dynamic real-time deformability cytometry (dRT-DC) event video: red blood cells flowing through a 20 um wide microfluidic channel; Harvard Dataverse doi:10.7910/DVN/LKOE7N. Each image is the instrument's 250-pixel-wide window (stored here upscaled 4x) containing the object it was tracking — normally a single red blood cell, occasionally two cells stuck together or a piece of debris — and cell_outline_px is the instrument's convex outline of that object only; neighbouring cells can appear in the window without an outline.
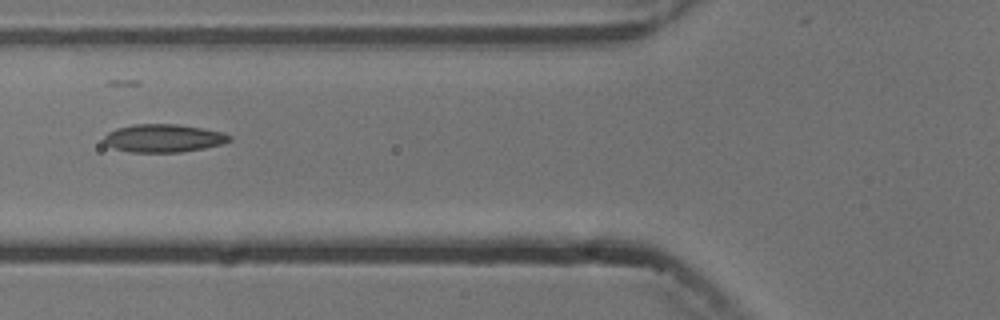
{"species": "common noctule bat (a hibernating species)", "species_latin": "Nyctalus noctula", "temperature_condition": "cold", "stored_images_in_passage": 7, "camera_frame_rate_fps": 3000, "um_per_image_px": 0.085, "animal": {"sex": "male", "body_mass_g": 13.3}, "frame": {"image": 1, "passage_image": 4, "time_ms": 3.667, "image_size_px": [1000, 320], "cell_outline_px": [[232, 140], [224, 144], [204, 148], [180, 152], [128, 152], [116, 148], [108, 144], [104, 140], [104, 136], [108, 132], [116, 128], [132, 124], [180, 124], [204, 128], [224, 132], [232, 136]], "centroid_in_image_um": [13.96, 11.73], "position_along_channel_um": 111.8, "area_um2": 20.63}}
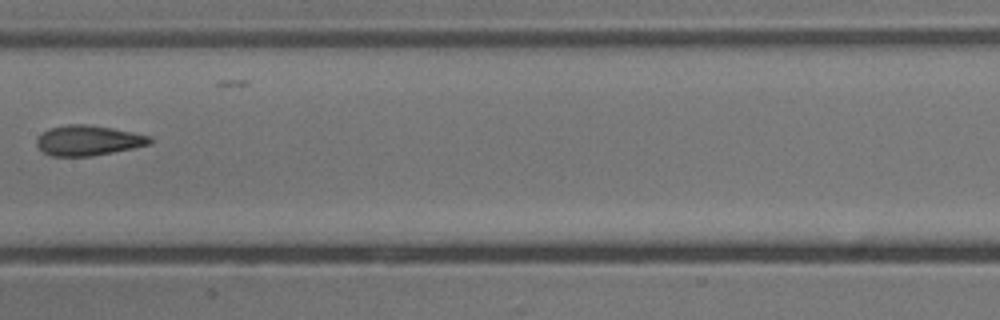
{"frame": {"image": 2, "passage_image": 6, "time_ms": 6.0, "image_size_px": [1000, 320], "cell_outline_px": [[152, 144], [92, 156], [52, 156], [44, 152], [36, 144], [36, 140], [44, 132], [52, 128], [68, 124], [88, 124], [112, 128], [152, 136]], "centroid_in_image_um": [7.54, 11.94], "position_along_channel_um": 199.9, "area_um2": 19.71}}
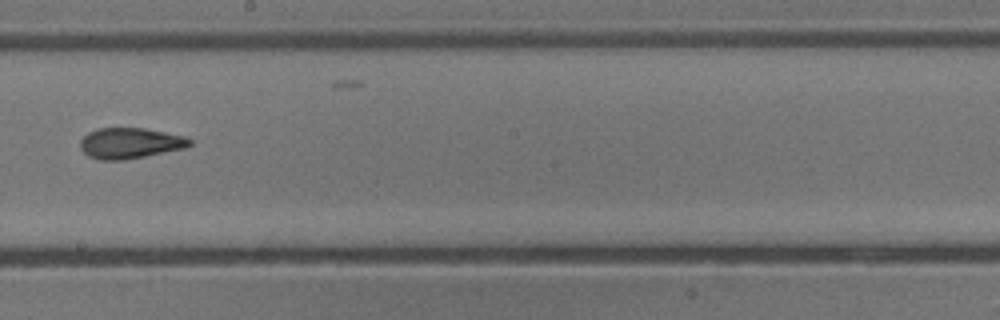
{"frame": {"image": 3, "passage_image": 7, "time_ms": 7.0, "image_size_px": [1000, 320], "cell_outline_px": [[192, 144], [184, 148], [124, 160], [100, 160], [88, 156], [80, 148], [80, 140], [88, 132], [96, 128], [144, 128], [184, 136], [192, 140]], "centroid_in_image_um": [11.02, 12.16], "position_along_channel_um": 237.2, "area_um2": 19.54}}